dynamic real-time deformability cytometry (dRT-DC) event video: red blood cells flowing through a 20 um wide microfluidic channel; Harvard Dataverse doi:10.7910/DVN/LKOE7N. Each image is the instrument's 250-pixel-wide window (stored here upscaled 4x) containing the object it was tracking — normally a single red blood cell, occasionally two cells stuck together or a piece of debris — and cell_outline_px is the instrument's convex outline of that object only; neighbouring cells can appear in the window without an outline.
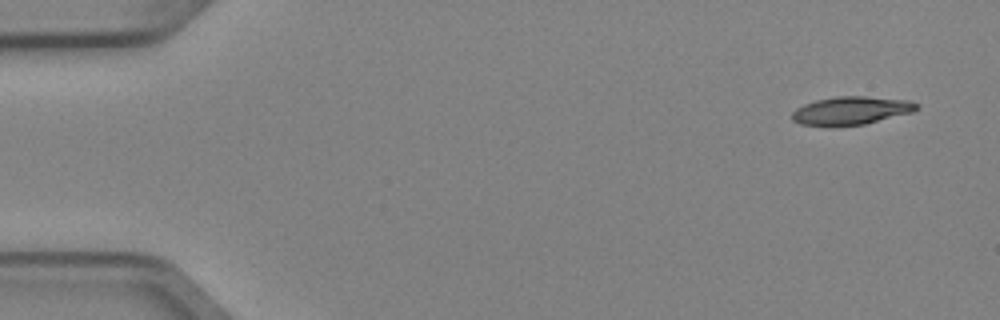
{"species": "Egyptian fruit bat (a non-hibernating species)", "species_latin": "Rousettus aegyptiacus", "temperature_condition": "cold", "stored_images_in_passage": 4, "camera_frame_rate_fps": 3000, "um_per_image_px": 0.085, "animal": {"sex": "female"}, "frame": {"image": 1, "passage_image": 1, "time_ms": 0.0, "image_size_px": [1000, 320], "cell_outline_px": [[920, 104], [912, 112], [864, 124], [800, 124], [792, 120], [792, 112], [796, 108], [804, 104], [816, 100], [836, 96], [864, 96], [908, 100]], "centroid_in_image_um": [72.35, 9.36], "position_along_channel_um": 12.6, "area_um2": 19.83}}
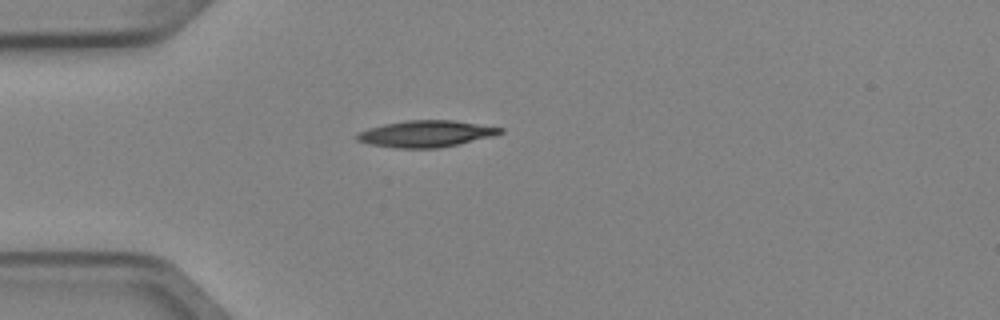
{"frame": {"image": 2, "passage_image": 4, "time_ms": 1.0, "image_size_px": [1000, 320], "cell_outline_px": [[504, 132], [492, 136], [460, 144], [440, 148], [396, 148], [372, 144], [356, 140], [356, 136], [360, 132], [368, 128], [384, 124], [404, 120], [452, 120], [504, 128]], "centroid_in_image_um": [36.23, 11.37], "position_along_channel_um": 48.8, "area_um2": 22.08}}